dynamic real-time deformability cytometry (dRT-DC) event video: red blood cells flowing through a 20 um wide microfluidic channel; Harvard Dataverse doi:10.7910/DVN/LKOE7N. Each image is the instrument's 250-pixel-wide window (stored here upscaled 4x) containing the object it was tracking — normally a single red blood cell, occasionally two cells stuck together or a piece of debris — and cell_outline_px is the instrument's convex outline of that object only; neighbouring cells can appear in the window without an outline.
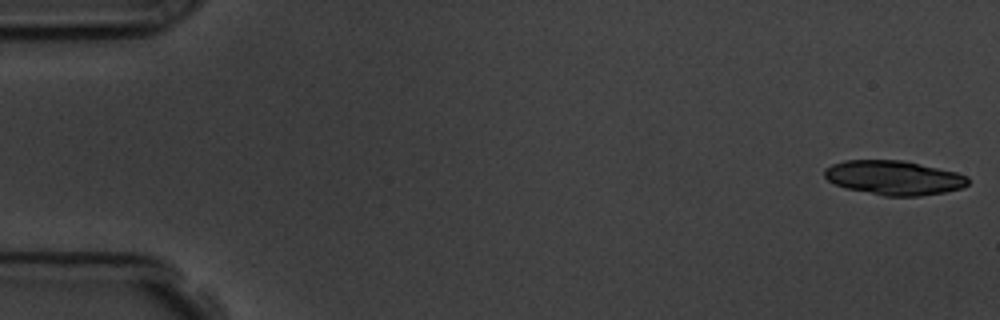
{"species": "common noctule bat (a hibernating species)", "species_latin": "Nyctalus noctula", "temperature_condition": "room temperature", "stored_images_in_passage": 56, "segment_of_instrument_passage": [1, 2], "camera_frame_rate_fps": 3000, "um_per_image_px": 0.085, "animal": {"sex": "male", "body_mass_g": 19.5, "forearm_length_mm": 54.6}, "frame": {"image": 1, "passage_image": 1, "time_ms": 0.0, "image_size_px": [1000, 320], "cell_outline_px": [[968, 184], [960, 188], [944, 192], [920, 196], [884, 196], [844, 188], [828, 180], [824, 176], [824, 168], [832, 164], [844, 160], [904, 160], [956, 172], [968, 176]], "centroid_in_image_um": [75.95, 15.1], "position_along_channel_um": 9.0, "area_um2": 28.78}}